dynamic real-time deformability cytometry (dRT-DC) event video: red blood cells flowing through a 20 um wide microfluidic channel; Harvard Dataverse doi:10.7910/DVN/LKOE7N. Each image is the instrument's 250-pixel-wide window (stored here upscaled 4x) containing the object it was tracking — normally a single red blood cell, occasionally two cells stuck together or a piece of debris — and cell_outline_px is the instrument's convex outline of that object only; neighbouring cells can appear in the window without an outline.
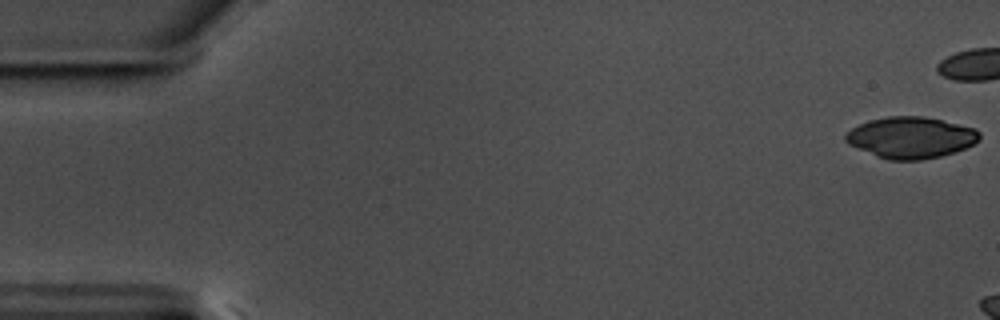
{"species": "common noctule bat (a hibernating species)", "species_latin": "Nyctalus noctula", "temperature_condition": "warm", "stored_images_in_passage": 2, "camera_frame_rate_fps": 3000, "um_per_image_px": 0.085, "animal": {"sex": "male", "body_mass_g": 17.5, "forearm_length_mm": 52.3}, "frame": {"image": 1, "passage_image": 1, "time_ms": 0.0, "image_size_px": [1000, 320], "cell_outline_px": [[980, 140], [976, 144], [956, 152], [940, 156], [920, 160], [888, 160], [876, 156], [848, 144], [844, 140], [844, 136], [852, 128], [868, 120], [888, 116], [924, 116], [972, 128], [980, 132]], "centroid_in_image_um": [77.42, 11.7], "position_along_channel_um": 7.6, "area_um2": 32.25}}